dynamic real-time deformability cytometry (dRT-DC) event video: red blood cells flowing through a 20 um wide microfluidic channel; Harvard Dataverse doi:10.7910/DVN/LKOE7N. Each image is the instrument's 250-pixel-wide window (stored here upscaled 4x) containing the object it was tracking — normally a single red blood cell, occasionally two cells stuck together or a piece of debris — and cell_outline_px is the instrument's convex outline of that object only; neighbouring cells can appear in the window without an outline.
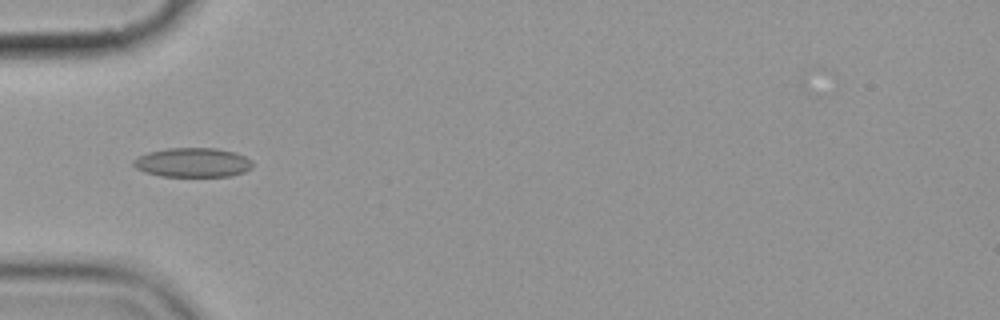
{"species": "common noctule bat (a hibernating species)", "species_latin": "Nyctalus noctula", "temperature_condition": "cold", "stored_images_in_passage": 8, "camera_frame_rate_fps": 3000, "um_per_image_px": 0.085, "animal": {"sex": "female", "body_mass_g": 19.9}, "frame": {"image": 1, "passage_image": 6, "time_ms": 6.0, "image_size_px": [1000, 320], "cell_outline_px": [[252, 168], [244, 172], [232, 176], [160, 176], [144, 172], [136, 168], [132, 164], [132, 160], [148, 152], [168, 148], [216, 148], [236, 152], [252, 160]], "centroid_in_image_um": [16.39, 13.81], "position_along_channel_um": 68.6, "area_um2": 20.46}}
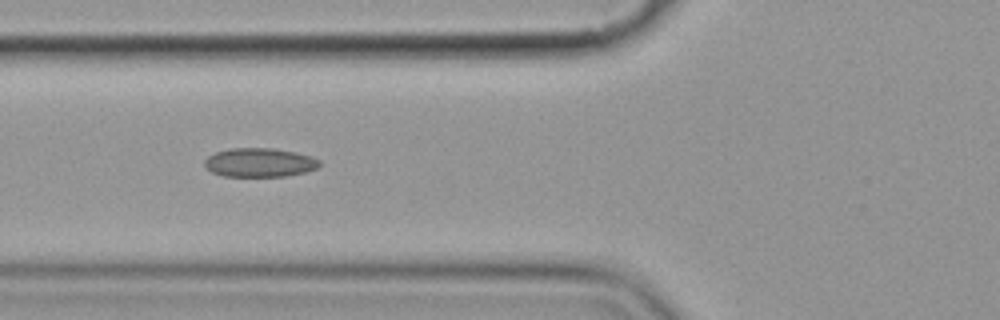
{"frame": {"image": 2, "passage_image": 7, "time_ms": 7.0, "image_size_px": [1000, 320], "cell_outline_px": [[320, 164], [316, 168], [304, 172], [284, 176], [224, 176], [212, 172], [204, 164], [204, 160], [208, 156], [216, 152], [228, 148], [272, 148], [296, 152], [312, 156], [320, 160]], "centroid_in_image_um": [22.06, 13.8], "position_along_channel_um": 103.7, "area_um2": 19.31}}
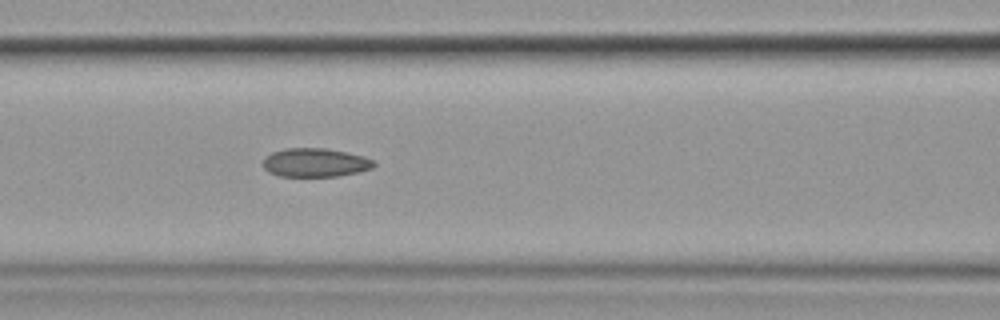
{"frame": {"image": 3, "passage_image": 8, "time_ms": 8.0, "image_size_px": [1000, 320], "cell_outline_px": [[376, 164], [372, 168], [360, 172], [340, 176], [280, 176], [268, 172], [264, 168], [264, 156], [272, 152], [284, 148], [324, 148], [348, 152], [364, 156], [372, 160]], "centroid_in_image_um": [26.8, 13.82], "position_along_channel_um": 139.8, "area_um2": 18.67}}